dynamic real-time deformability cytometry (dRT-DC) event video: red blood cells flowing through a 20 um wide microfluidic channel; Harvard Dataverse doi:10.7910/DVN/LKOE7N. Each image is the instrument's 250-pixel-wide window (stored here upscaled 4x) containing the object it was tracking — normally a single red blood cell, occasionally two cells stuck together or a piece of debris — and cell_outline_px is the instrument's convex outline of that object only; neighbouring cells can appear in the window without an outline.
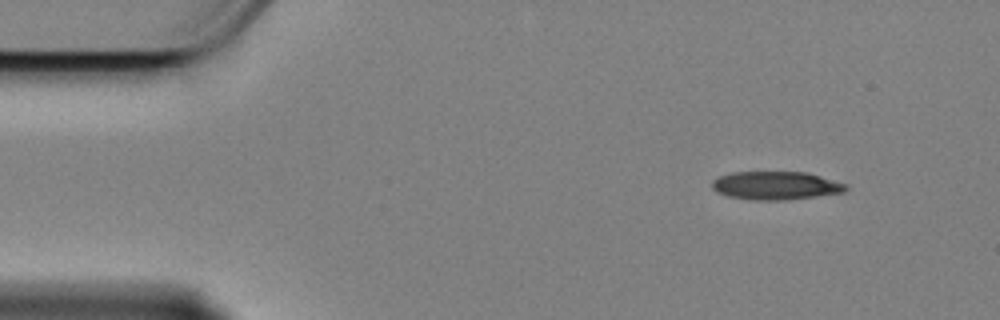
{"species": "Egyptian fruit bat (a non-hibernating species)", "species_latin": "Rousettus aegyptiacus", "temperature_condition": "cold", "stored_images_in_passage": 53, "camera_frame_rate_fps": 3000, "um_per_image_px": 0.085, "animal": {"sex": "female"}, "frame": {"image": 1, "passage_image": 1, "time_ms": 0.0, "image_size_px": [1000, 320], "cell_outline_px": [[848, 188], [844, 192], [816, 196], [784, 200], [752, 200], [728, 196], [716, 192], [712, 188], [712, 180], [720, 176], [732, 172], [808, 172], [848, 184]], "centroid_in_image_um": [65.95, 15.77], "position_along_channel_um": 19.1, "area_um2": 22.14}}
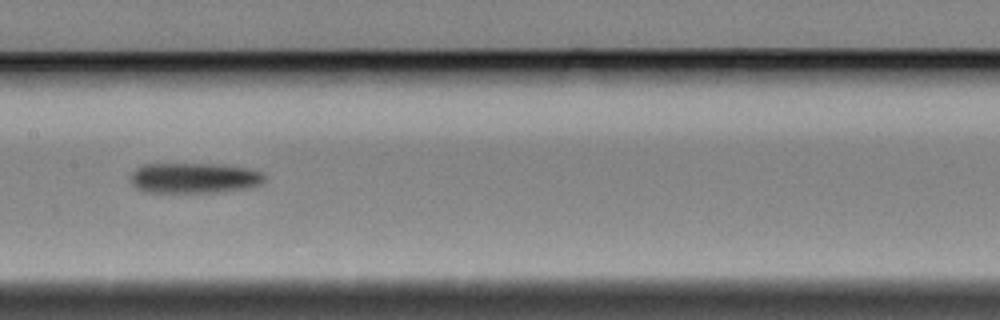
{"frame": {"image": 2, "passage_image": 23, "time_ms": 7.333, "image_size_px": [1000, 320], "cell_outline_px": [[264, 180], [260, 184], [248, 188], [220, 192], [144, 192], [136, 188], [128, 180], [132, 172], [136, 168], [144, 164], [224, 164], [248, 168], [264, 172]], "centroid_in_image_um": [16.49, 15.13], "position_along_channel_um": 190.9, "area_um2": 24.04}}
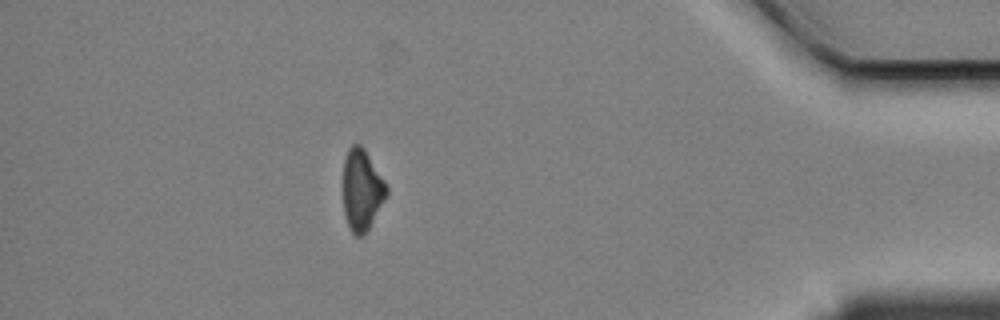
{"frame": {"image": 3, "passage_image": 46, "time_ms": 15.0, "image_size_px": [1000, 320], "cell_outline_px": [[388, 192], [384, 200], [364, 236], [356, 236], [352, 232], [344, 216], [344, 160], [348, 148], [352, 144], [360, 144], [364, 148], [384, 180], [388, 188]], "centroid_in_image_um": [30.75, 16.14], "position_along_channel_um": 404.4, "area_um2": 20.29}}